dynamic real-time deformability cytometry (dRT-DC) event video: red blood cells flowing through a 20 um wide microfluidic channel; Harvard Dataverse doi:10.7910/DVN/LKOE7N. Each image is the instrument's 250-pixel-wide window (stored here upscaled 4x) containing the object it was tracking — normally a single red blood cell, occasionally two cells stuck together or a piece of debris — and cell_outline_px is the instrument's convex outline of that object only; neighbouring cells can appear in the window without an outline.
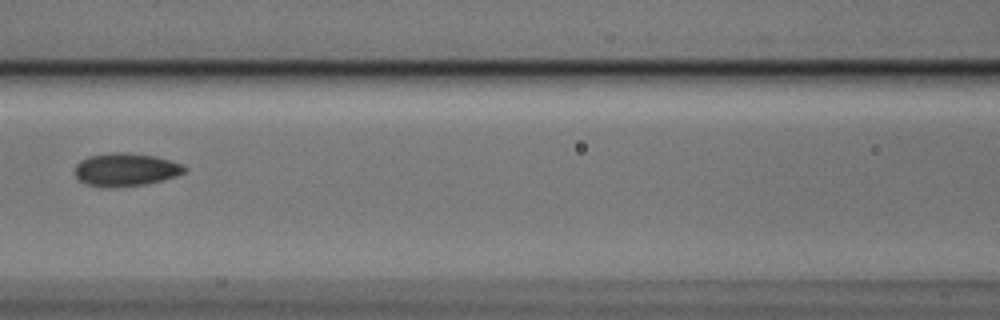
{"species": "Egyptian fruit bat (a non-hibernating species)", "species_latin": "Rousettus aegyptiacus", "temperature_condition": "cold", "stored_images_in_passage": 7, "camera_frame_rate_fps": 3000, "um_per_image_px": 0.085, "animal": {"sex": "male"}, "frame": {"image": 1, "passage_image": 7, "time_ms": 2.0, "image_size_px": [1000, 320], "cell_outline_px": [[188, 168], [184, 172], [176, 176], [144, 184], [100, 188], [84, 184], [76, 176], [76, 164], [80, 160], [88, 156], [116, 152], [128, 152], [156, 156], [180, 164]], "centroid_in_image_um": [10.64, 14.41], "position_along_channel_um": 156.0, "area_um2": 20.98}}